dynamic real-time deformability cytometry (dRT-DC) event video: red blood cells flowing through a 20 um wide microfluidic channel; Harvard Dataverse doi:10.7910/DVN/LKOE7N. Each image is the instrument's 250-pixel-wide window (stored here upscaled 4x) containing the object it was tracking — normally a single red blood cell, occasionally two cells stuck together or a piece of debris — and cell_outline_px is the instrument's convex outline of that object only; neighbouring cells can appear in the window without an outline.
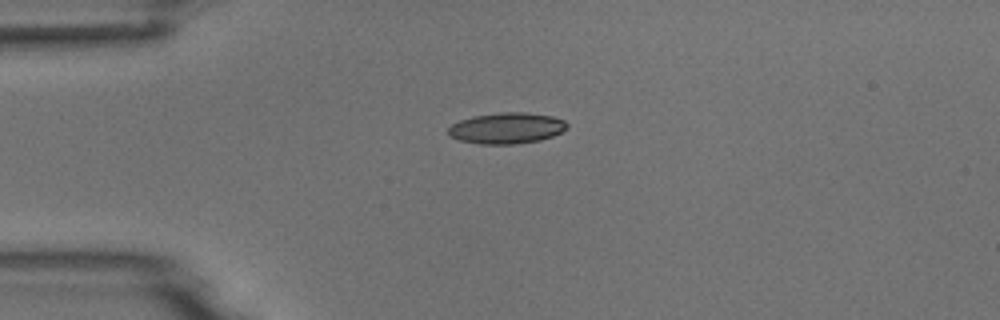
{"species": "common noctule bat (a hibernating species)", "species_latin": "Nyctalus noctula", "temperature_condition": "room temperature", "stored_images_in_passage": 2, "camera_frame_rate_fps": 3000, "um_per_image_px": 0.085, "animal": {"sex": "male", "body_mass_g": 18.8}, "frame": {"image": 1, "passage_image": 1, "time_ms": 0.0, "image_size_px": [1000, 320], "cell_outline_px": [[568, 128], [552, 136], [540, 140], [512, 144], [480, 144], [460, 140], [448, 136], [448, 128], [452, 124], [460, 120], [472, 116], [500, 112], [524, 112], [552, 116], [564, 120], [568, 124]], "centroid_in_image_um": [43.05, 10.88], "position_along_channel_um": 41.9, "area_um2": 21.5}}